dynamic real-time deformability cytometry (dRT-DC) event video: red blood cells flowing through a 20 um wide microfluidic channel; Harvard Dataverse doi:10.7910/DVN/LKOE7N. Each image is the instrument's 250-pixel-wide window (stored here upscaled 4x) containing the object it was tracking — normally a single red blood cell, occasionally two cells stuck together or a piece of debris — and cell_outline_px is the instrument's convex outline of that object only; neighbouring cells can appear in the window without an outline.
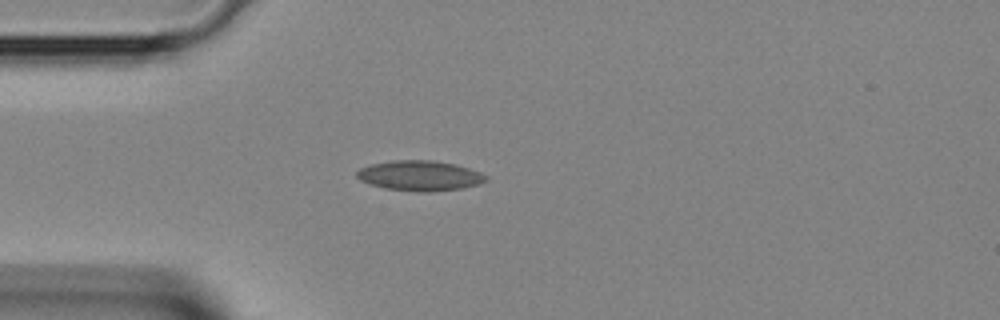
{"species": "Egyptian fruit bat (a non-hibernating species)", "species_latin": "Rousettus aegyptiacus", "temperature_condition": "room temperature", "stored_images_in_passage": 1, "camera_frame_rate_fps": 3000, "um_per_image_px": 0.085, "animal": {"sex": "female"}, "frame": {"image": 1, "passage_image": 1, "time_ms": 0.0, "image_size_px": [1000, 320], "cell_outline_px": [[488, 180], [480, 184], [460, 188], [428, 192], [420, 192], [384, 188], [360, 180], [356, 176], [356, 172], [360, 168], [372, 164], [392, 160], [432, 160], [456, 164], [480, 172], [488, 176]], "centroid_in_image_um": [35.7, 14.93], "position_along_channel_um": 49.3, "area_um2": 22.66}}